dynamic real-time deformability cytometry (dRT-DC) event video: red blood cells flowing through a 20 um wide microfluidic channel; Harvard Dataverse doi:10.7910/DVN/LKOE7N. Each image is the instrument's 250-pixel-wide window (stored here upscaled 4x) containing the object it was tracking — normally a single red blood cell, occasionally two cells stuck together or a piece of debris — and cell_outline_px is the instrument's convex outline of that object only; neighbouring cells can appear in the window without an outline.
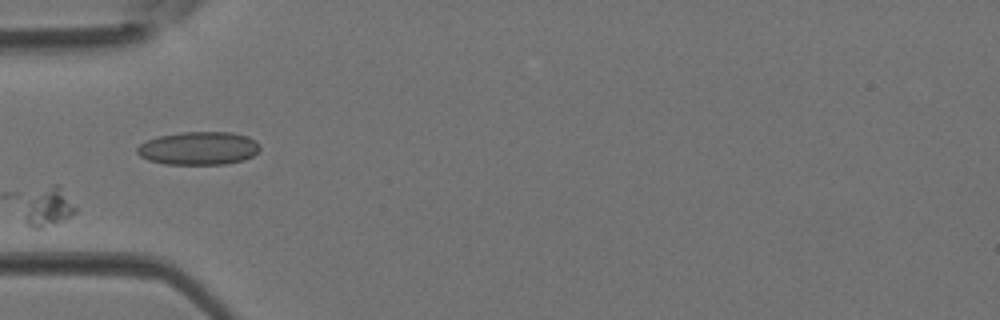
{"species": "Egyptian fruit bat (a non-hibernating species)", "species_latin": "Rousettus aegyptiacus", "temperature_condition": "room temperature", "stored_images_in_passage": 2, "camera_frame_rate_fps": 3000, "um_per_image_px": 0.085, "animal": {"sex": "female"}, "frame": {"image": 1, "passage_image": 1, "time_ms": 0.0, "image_size_px": [1000, 320], "cell_outline_px": [[260, 148], [252, 156], [244, 160], [224, 164], [164, 164], [148, 160], [140, 156], [136, 152], [136, 148], [140, 144], [148, 140], [160, 136], [180, 132], [232, 132], [248, 136], [260, 144]], "centroid_in_image_um": [16.88, 12.6], "position_along_channel_um": 68.1, "area_um2": 23.76}}
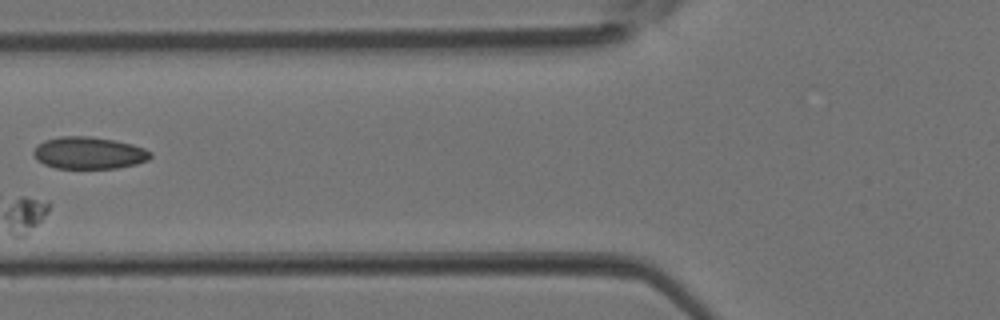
{"frame": {"image": 2, "passage_image": 2, "time_ms": 0.333, "image_size_px": [1000, 320], "cell_outline_px": [[152, 156], [148, 160], [136, 164], [116, 168], [56, 168], [44, 164], [36, 160], [32, 152], [44, 140], [60, 136], [88, 136], [116, 140], [132, 144], [144, 148], [152, 152]], "centroid_in_image_um": [7.57, 13.0], "position_along_channel_um": 118.2, "area_um2": 21.91}}